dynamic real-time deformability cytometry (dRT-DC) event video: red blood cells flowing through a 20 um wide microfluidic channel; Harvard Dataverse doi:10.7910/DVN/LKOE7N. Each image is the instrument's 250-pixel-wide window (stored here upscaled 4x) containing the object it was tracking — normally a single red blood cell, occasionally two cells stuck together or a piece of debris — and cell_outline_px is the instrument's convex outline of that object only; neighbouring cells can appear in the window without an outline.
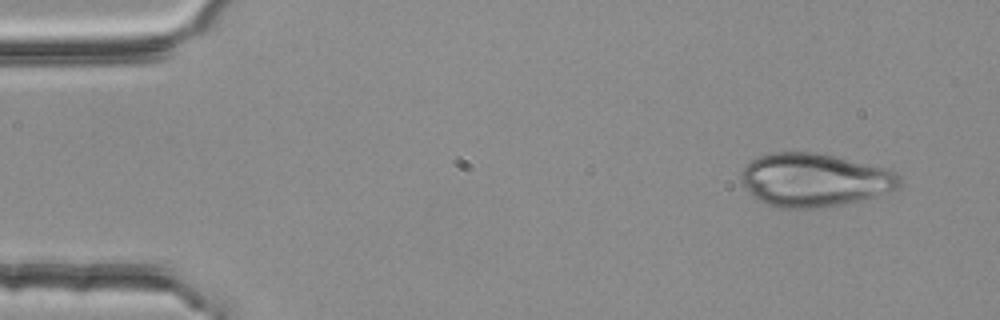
{"species": "common noctule bat (a hibernating species)", "species_latin": "Nyctalus noctula", "temperature_condition": "room temperature", "stored_images_in_passage": 6, "camera_frame_rate_fps": 3000, "um_per_image_px": 0.085, "animal": {"sex": "female", "body_mass_g": 25.1}, "frame": {"image": 1, "passage_image": 1, "time_ms": 0.0, "image_size_px": [1000, 320], "cell_outline_px": [[900, 188], [876, 196], [840, 204], [816, 208], [780, 208], [756, 200], [744, 188], [740, 180], [740, 176], [744, 168], [756, 156], [772, 152], [816, 152], [884, 168], [896, 172], [900, 176]], "centroid_in_image_um": [69.18, 15.3], "position_along_channel_um": 15.8, "area_um2": 49.13}}
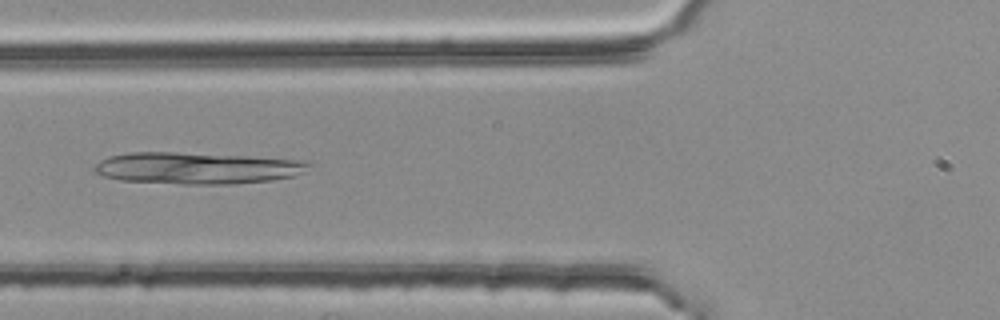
{"frame": {"image": 2, "passage_image": 5, "time_ms": 1.333, "image_size_px": [1000, 320], "cell_outline_px": [[312, 164], [296, 176], [272, 180], [232, 184], [184, 184], [120, 180], [104, 176], [96, 172], [96, 164], [100, 160], [108, 156], [132, 152], [172, 152], [248, 156], [296, 160]], "centroid_in_image_um": [16.72, 14.29], "position_along_channel_um": 109.1, "area_um2": 39.19}}
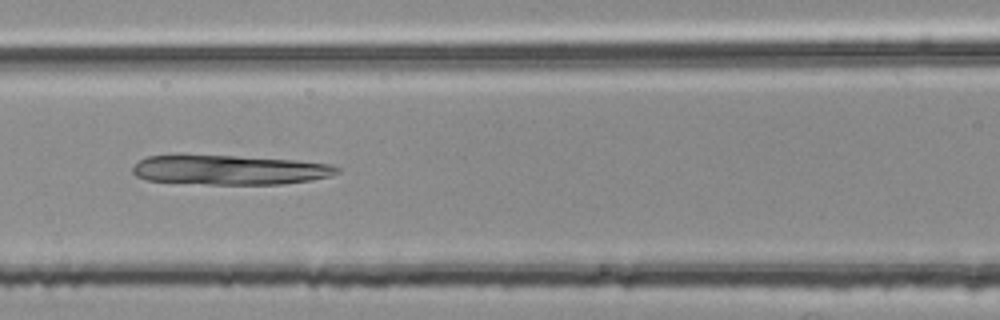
{"frame": {"image": 3, "passage_image": 6, "time_ms": 1.667, "image_size_px": [1000, 320], "cell_outline_px": [[340, 172], [328, 176], [312, 180], [284, 184], [208, 184], [148, 180], [136, 176], [132, 172], [132, 168], [144, 156], [180, 152], [184, 152], [296, 160], [328, 164], [340, 168]], "centroid_in_image_um": [19.41, 14.39], "position_along_channel_um": 147.2, "area_um2": 36.3}}